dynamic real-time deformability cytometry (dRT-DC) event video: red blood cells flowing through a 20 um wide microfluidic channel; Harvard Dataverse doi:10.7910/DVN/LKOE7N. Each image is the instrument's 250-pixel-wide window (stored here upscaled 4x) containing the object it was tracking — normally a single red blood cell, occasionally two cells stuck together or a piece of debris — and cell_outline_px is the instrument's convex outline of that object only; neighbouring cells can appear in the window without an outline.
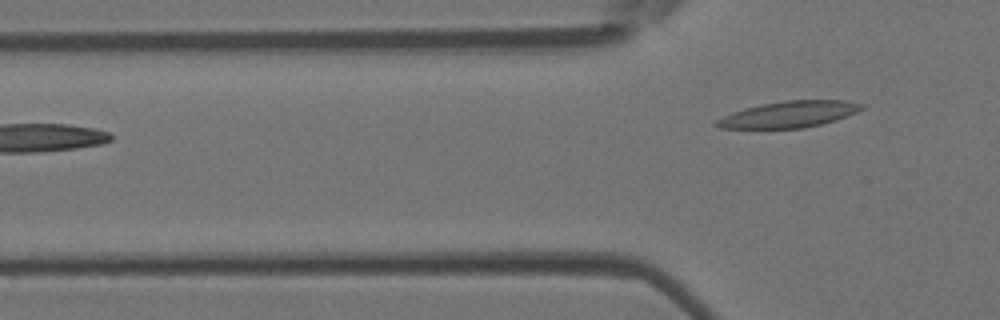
{"species": "Egyptian fruit bat (a non-hibernating species)", "species_latin": "Rousettus aegyptiacus", "temperature_condition": "room temperature", "stored_images_in_passage": 4, "camera_frame_rate_fps": 3000, "um_per_image_px": 0.085, "animal": {"sex": "female"}, "frame": {"image": 1, "passage_image": 4, "time_ms": 3.667, "image_size_px": [1000, 320], "cell_outline_px": [[864, 108], [856, 112], [836, 120], [804, 128], [720, 128], [712, 124], [716, 120], [732, 112], [744, 108], [760, 104], [784, 100], [844, 100], [864, 104]], "centroid_in_image_um": [67.05, 9.71], "position_along_channel_um": 58.7, "area_um2": 22.25}}